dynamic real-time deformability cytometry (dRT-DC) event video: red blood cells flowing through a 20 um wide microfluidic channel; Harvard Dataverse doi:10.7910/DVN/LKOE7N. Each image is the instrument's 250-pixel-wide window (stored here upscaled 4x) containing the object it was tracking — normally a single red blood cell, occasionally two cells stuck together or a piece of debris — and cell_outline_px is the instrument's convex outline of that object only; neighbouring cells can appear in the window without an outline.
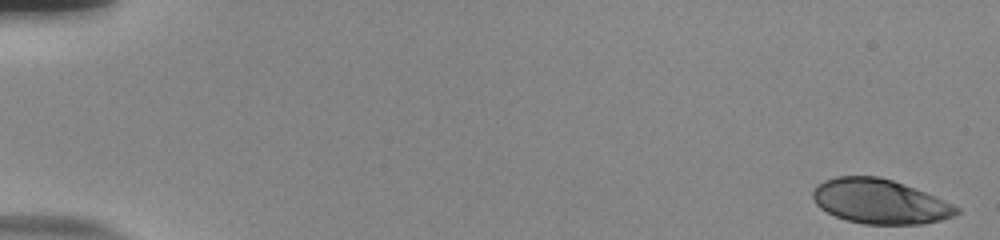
{"species": "human", "species_latin": "Homo sapiens", "temperature_condition": "room temperature", "stored_images_in_passage": 53, "camera_frame_rate_fps": 3000, "um_per_image_px": 0.085, "donor": {"sex": "male"}, "frame": {"image": 1, "passage_image": 1, "time_ms": 0.0, "image_size_px": [1000, 240], "cell_outline_px": [[960, 212], [956, 216], [924, 224], [864, 224], [848, 220], [836, 216], [820, 208], [816, 204], [812, 196], [812, 188], [816, 184], [824, 180], [836, 176], [876, 176], [892, 180], [924, 192], [952, 204], [960, 208]], "centroid_in_image_um": [74.76, 17.12], "position_along_channel_um": 10.2, "area_um2": 37.22}}
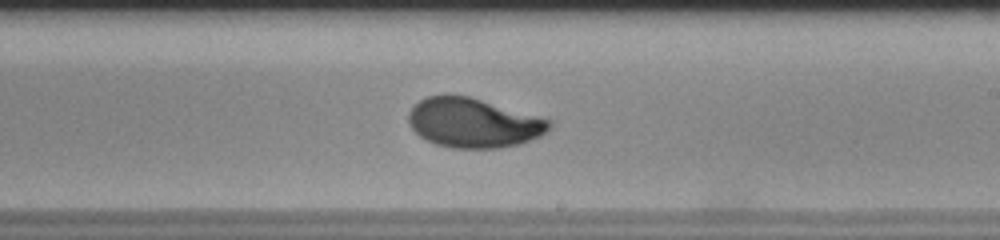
{"frame": {"image": 2, "passage_image": 33, "time_ms": 10.667, "image_size_px": [1000, 240], "cell_outline_px": [[552, 128], [540, 136], [520, 144], [500, 148], [452, 148], [436, 144], [420, 136], [408, 124], [408, 112], [420, 100], [428, 96], [444, 92], [468, 96], [552, 120]], "centroid_in_image_um": [40.23, 10.43], "position_along_channel_um": 248.8, "area_um2": 40.86}}
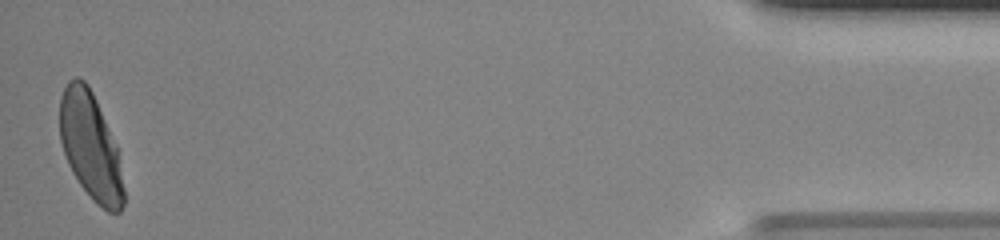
{"frame": {"image": 3, "passage_image": 53, "time_ms": 17.333, "image_size_px": [1000, 240], "cell_outline_px": [[124, 204], [120, 212], [108, 212], [96, 204], [92, 200], [80, 184], [72, 172], [68, 164], [60, 140], [60, 96], [68, 80], [76, 76], [84, 80], [88, 84], [96, 100], [116, 144], [124, 188]], "centroid_in_image_um": [7.68, 12.43], "position_along_channel_um": 427.5, "area_um2": 39.82}, "authors_computed_cell_mechanics": {"area_um2": 39.8242, "velocity_mm_per_s": 3.87, "shape_relaxation_time_tau1_ms": 3.8561, "shape_relaxation_time_tau2_ms": null, "deformation_change_tau1": 0.1972, "deformation_change_tau2": null}}